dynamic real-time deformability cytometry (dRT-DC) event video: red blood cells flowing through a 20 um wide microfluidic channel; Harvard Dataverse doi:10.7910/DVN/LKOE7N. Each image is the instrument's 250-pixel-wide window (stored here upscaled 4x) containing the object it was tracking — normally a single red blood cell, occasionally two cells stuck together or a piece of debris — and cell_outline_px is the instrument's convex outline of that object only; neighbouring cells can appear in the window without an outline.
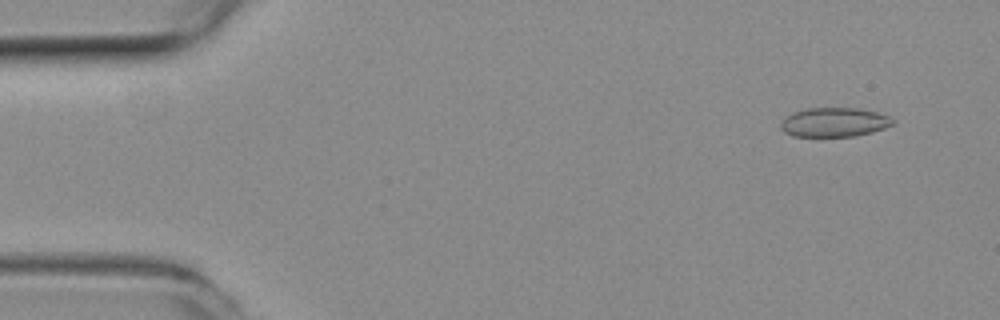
{"species": "common noctule bat (a hibernating species)", "species_latin": "Nyctalus noctula", "temperature_condition": "room temperature", "stored_images_in_passage": 47, "camera_frame_rate_fps": 3000, "um_per_image_px": 0.085, "animal": {"sex": "female", "body_mass_g": 19.3, "forearm_length_mm": 54.1}, "frame": {"image": 1, "passage_image": 1, "time_ms": 0.0, "image_size_px": [1000, 320], "cell_outline_px": [[896, 120], [892, 124], [884, 128], [872, 132], [856, 136], [792, 136], [784, 132], [780, 128], [780, 120], [784, 116], [792, 112], [804, 108], [860, 108], [876, 112], [888, 116]], "centroid_in_image_um": [70.86, 10.38], "position_along_channel_um": 14.1, "area_um2": 19.31}}
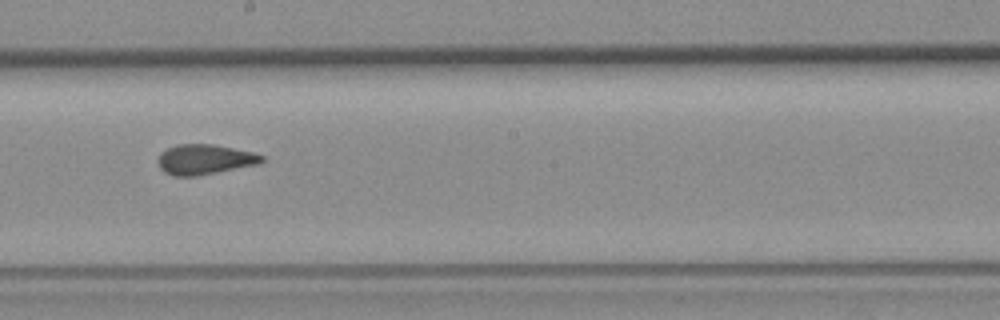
{"frame": {"image": 2, "passage_image": 26, "time_ms": 8.333, "image_size_px": [1000, 320], "cell_outline_px": [[264, 160], [260, 164], [196, 176], [172, 176], [164, 172], [160, 168], [156, 160], [160, 152], [176, 144], [212, 144], [252, 152], [264, 156]], "centroid_in_image_um": [17.36, 13.55], "position_along_channel_um": 230.8, "area_um2": 18.32}}
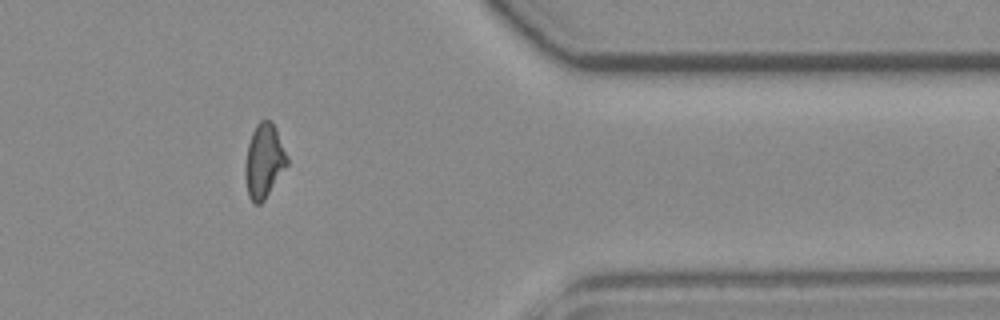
{"frame": {"image": 3, "passage_image": 40, "time_ms": 13.0, "image_size_px": [1000, 320], "cell_outline_px": [[288, 164], [264, 200], [260, 204], [252, 204], [248, 196], [244, 176], [244, 164], [248, 144], [252, 132], [256, 124], [260, 120], [272, 120], [276, 128], [288, 156]], "centroid_in_image_um": [22.42, 13.68], "position_along_channel_um": 389.0, "area_um2": 18.38}, "authors_computed_cell_mechanics": {"area_um2": 18.2648, "velocity_mm_per_s": 3.8861, "shape_relaxation_time_tau1_ms": null, "shape_relaxation_time_tau2_ms": 1.4802, "deformation_change_tau1": null, "deformation_change_tau2": 0.0723}}